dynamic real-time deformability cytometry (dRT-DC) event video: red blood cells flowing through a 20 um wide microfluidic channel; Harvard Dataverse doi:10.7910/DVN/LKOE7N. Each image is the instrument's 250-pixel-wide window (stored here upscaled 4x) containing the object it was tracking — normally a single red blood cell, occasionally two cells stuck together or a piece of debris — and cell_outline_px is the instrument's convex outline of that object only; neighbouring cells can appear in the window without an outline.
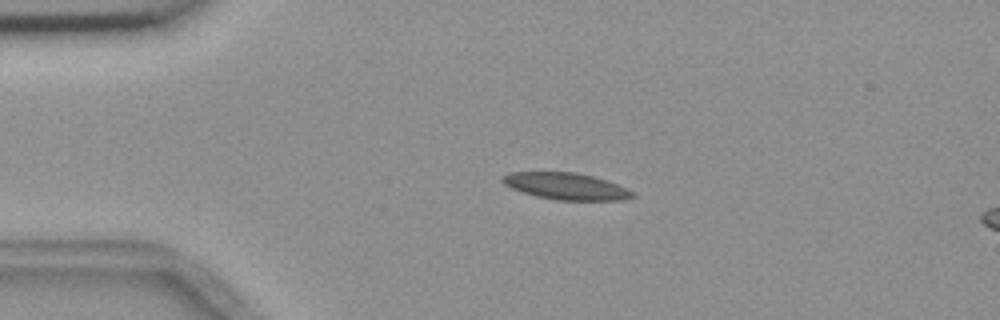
{"species": "common noctule bat (a hibernating species)", "species_latin": "Nyctalus noctula", "temperature_condition": "room temperature", "stored_images_in_passage": 3, "camera_frame_rate_fps": 3000, "um_per_image_px": 0.085, "animal": {"sex": "female", "body_mass_g": 18.4}, "frame": {"image": 1, "passage_image": 2, "time_ms": 1.333, "image_size_px": [1000, 320], "cell_outline_px": [[636, 196], [624, 200], [556, 200], [536, 196], [512, 188], [504, 184], [500, 180], [500, 176], [512, 172], [576, 172], [608, 180], [636, 192]], "centroid_in_image_um": [48.15, 15.83], "position_along_channel_um": 36.9, "area_um2": 20.4}}